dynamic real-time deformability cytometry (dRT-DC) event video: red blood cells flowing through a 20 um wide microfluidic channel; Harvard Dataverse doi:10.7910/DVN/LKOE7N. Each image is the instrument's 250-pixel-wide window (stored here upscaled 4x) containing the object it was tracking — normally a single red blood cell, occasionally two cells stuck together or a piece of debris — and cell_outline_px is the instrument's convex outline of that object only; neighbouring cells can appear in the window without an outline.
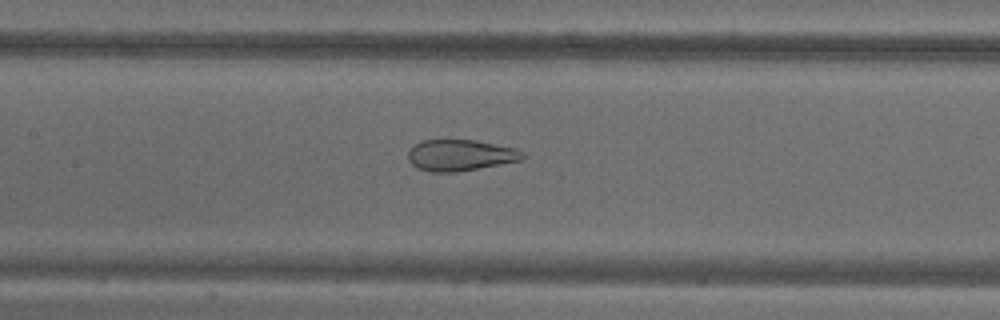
{"species": "common noctule bat (a hibernating species)", "species_latin": "Nyctalus noctula", "temperature_condition": "warm", "stored_images_in_passage": 54, "camera_frame_rate_fps": 3000, "um_per_image_px": 0.085, "animal": {"sex": "male", "body_mass_g": 18.8}, "frame": {"image": 1, "passage_image": 25, "time_ms": 8.0, "image_size_px": [1000, 320], "cell_outline_px": [[524, 156], [520, 160], [456, 172], [432, 172], [416, 168], [408, 160], [408, 152], [416, 144], [424, 140], [476, 140], [516, 148], [524, 152]], "centroid_in_image_um": [39.11, 13.19], "position_along_channel_um": 168.3, "area_um2": 20.63}}
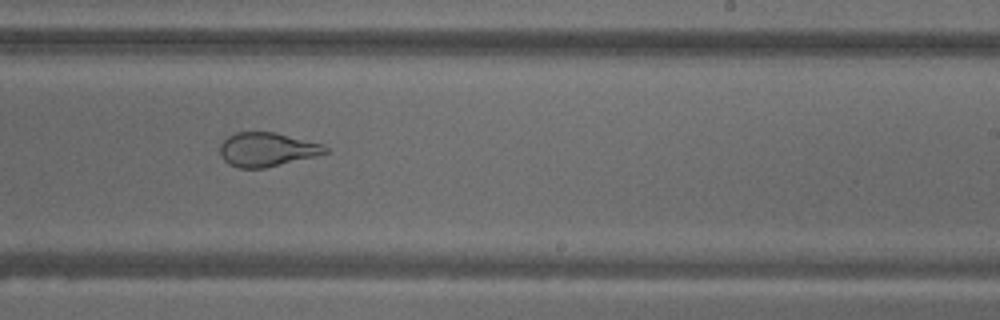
{"frame": {"image": 2, "passage_image": 33, "time_ms": 10.667, "image_size_px": [1000, 320], "cell_outline_px": [[328, 152], [316, 156], [264, 168], [240, 168], [228, 164], [224, 160], [220, 152], [220, 144], [228, 136], [236, 132], [276, 132], [324, 144], [328, 148]], "centroid_in_image_um": [22.7, 12.7], "position_along_channel_um": 266.3, "area_um2": 20.87}}
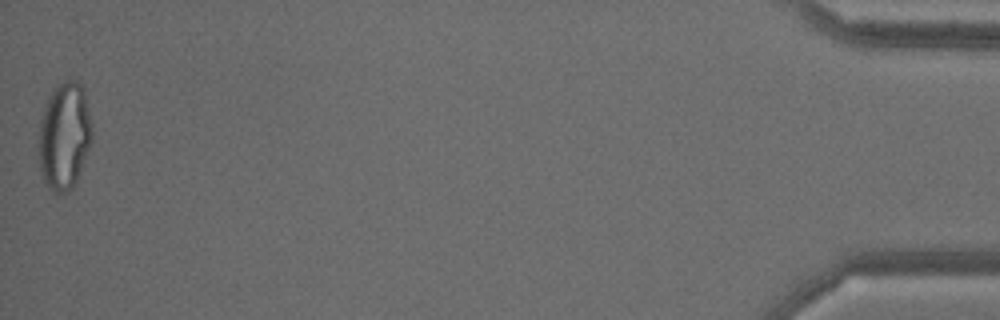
{"frame": {"image": 3, "passage_image": 54, "time_ms": 17.667, "image_size_px": [1000, 320], "cell_outline_px": [[92, 140], [76, 180], [72, 188], [68, 192], [60, 196], [52, 192], [48, 188], [44, 180], [40, 168], [40, 120], [44, 108], [52, 92], [60, 84], [68, 80], [76, 80], [84, 88], [92, 124]], "centroid_in_image_um": [5.49, 11.59], "position_along_channel_um": 429.7, "area_um2": 33.06}, "authors_computed_cell_mechanics": {"area_um2": 28.8422, "velocity_mm_per_s": 3.6946, "shape_relaxation_time_tau1_ms": null, "shape_relaxation_time_tau2_ms": 0.8633, "deformation_change_tau1": null, "deformation_change_tau2": 0.0785}}